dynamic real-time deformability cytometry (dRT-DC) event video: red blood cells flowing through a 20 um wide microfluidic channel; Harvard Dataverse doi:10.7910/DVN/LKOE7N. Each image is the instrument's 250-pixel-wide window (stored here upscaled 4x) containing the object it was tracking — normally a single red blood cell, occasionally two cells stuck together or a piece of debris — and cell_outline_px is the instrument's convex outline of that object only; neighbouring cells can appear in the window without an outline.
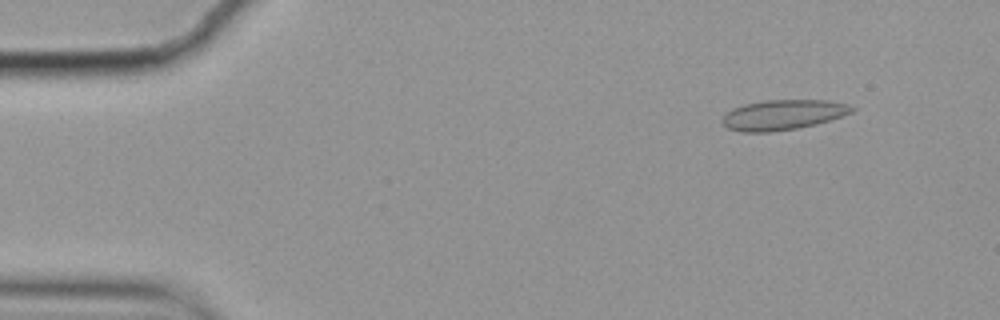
{"species": "common noctule bat (a hibernating species)", "species_latin": "Nyctalus noctula", "temperature_condition": "cold", "stored_images_in_passage": 55, "camera_frame_rate_fps": 3000, "um_per_image_px": 0.085, "animal": {"sex": "female", "body_mass_g": 19.9}, "frame": {"image": 1, "passage_image": 4, "time_ms": 1.0, "image_size_px": [1000, 320], "cell_outline_px": [[856, 108], [852, 112], [816, 124], [796, 128], [772, 132], [740, 132], [728, 128], [720, 120], [732, 108], [744, 104], [764, 100], [828, 100], [848, 104]], "centroid_in_image_um": [66.53, 9.75], "position_along_channel_um": 18.5, "area_um2": 22.66}}
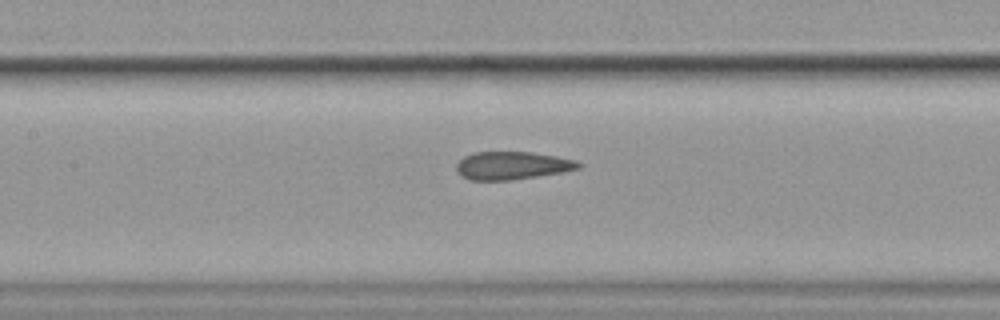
{"frame": {"image": 2, "passage_image": 24, "time_ms": 7.667, "image_size_px": [1000, 320], "cell_outline_px": [[584, 164], [580, 168], [564, 172], [512, 180], [468, 180], [460, 176], [456, 172], [456, 164], [464, 156], [476, 152], [528, 152], [556, 156], [576, 160]], "centroid_in_image_um": [43.53, 14.08], "position_along_channel_um": 163.9, "area_um2": 20.06}}
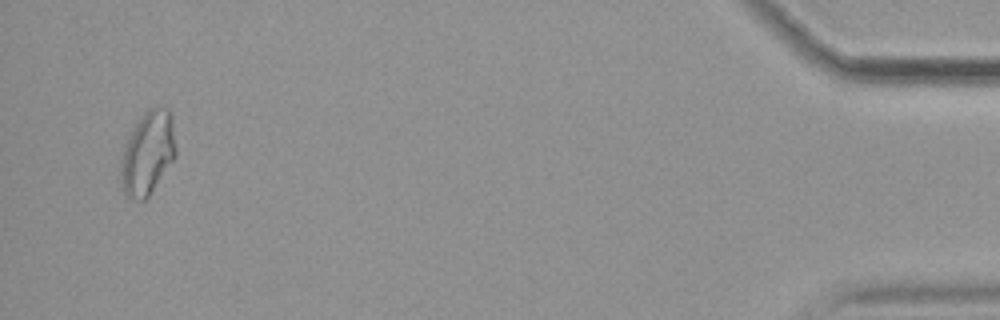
{"frame": {"image": 3, "passage_image": 53, "time_ms": 17.333, "image_size_px": [1000, 320], "cell_outline_px": [[176, 156], [148, 196], [144, 200], [128, 200], [124, 196], [120, 172], [120, 160], [124, 144], [136, 124], [144, 112], [148, 108], [168, 108], [172, 120], [176, 148]], "centroid_in_image_um": [12.53, 13.05], "position_along_channel_um": 422.7, "area_um2": 26.7}, "authors_computed_cell_mechanics": {"area_um2": 21.5016, "velocity_mm_per_s": 3.5115, "shape_relaxation_time_tau1_ms": null, "shape_relaxation_time_tau2_ms": 1.4867, "deformation_change_tau1": null, "deformation_change_tau2": 0.07}}